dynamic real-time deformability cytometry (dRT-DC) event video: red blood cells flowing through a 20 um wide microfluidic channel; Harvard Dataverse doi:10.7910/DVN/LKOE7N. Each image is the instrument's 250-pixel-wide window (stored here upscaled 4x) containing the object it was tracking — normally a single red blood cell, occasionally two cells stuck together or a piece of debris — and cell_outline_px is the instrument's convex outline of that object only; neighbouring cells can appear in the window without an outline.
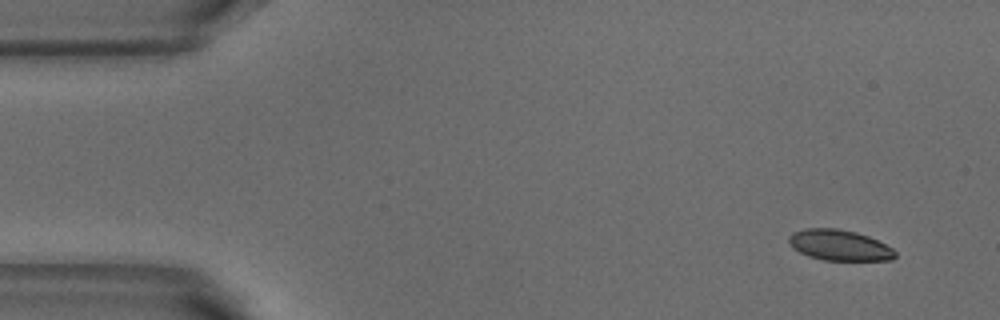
{"species": "common noctule bat (a hibernating species)", "species_latin": "Nyctalus noctula", "temperature_condition": "warm", "stored_images_in_passage": 4, "camera_frame_rate_fps": 3000, "um_per_image_px": 0.085, "animal": {"sex": "male", "body_mass_g": 18.8}, "frame": {"image": 1, "passage_image": 1, "time_ms": 0.0, "image_size_px": [1000, 320], "cell_outline_px": [[896, 256], [892, 260], [824, 260], [808, 256], [792, 248], [788, 240], [788, 236], [792, 232], [804, 228], [836, 228], [856, 232], [868, 236], [892, 248], [896, 252]], "centroid_in_image_um": [71.31, 20.83], "position_along_channel_um": 13.7, "area_um2": 19.07}}
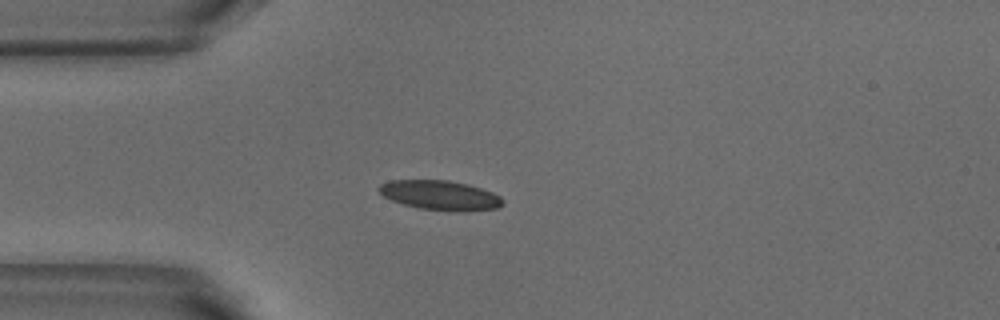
{"frame": {"image": 2, "passage_image": 3, "time_ms": 0.667, "image_size_px": [1000, 320], "cell_outline_px": [[504, 204], [496, 208], [464, 212], [456, 212], [420, 208], [404, 204], [392, 200], [384, 196], [376, 188], [380, 184], [388, 180], [448, 180], [468, 184], [492, 192], [500, 196], [504, 200]], "centroid_in_image_um": [37.42, 16.6], "position_along_channel_um": 47.6, "area_um2": 21.44}}